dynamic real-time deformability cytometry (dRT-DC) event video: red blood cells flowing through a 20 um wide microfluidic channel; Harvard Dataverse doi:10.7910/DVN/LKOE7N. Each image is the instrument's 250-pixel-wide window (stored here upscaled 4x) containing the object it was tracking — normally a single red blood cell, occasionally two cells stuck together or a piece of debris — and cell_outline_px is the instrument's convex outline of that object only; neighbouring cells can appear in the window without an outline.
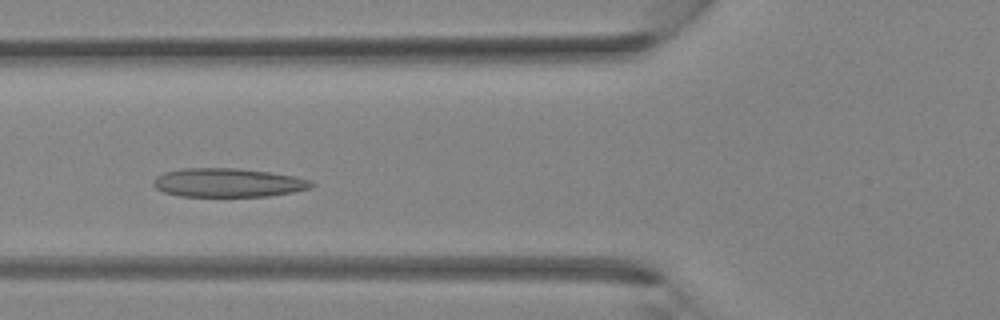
{"species": "Egyptian fruit bat (a non-hibernating species)", "species_latin": "Rousettus aegyptiacus", "temperature_condition": "room temperature", "stored_images_in_passage": 33, "camera_frame_rate_fps": 3000, "um_per_image_px": 0.085, "animal": {"sex": "female"}, "frame": {"image": 1, "passage_image": 11, "time_ms": 3.333, "image_size_px": [1000, 320], "cell_outline_px": [[316, 184], [312, 188], [292, 192], [268, 196], [180, 196], [164, 192], [156, 188], [152, 184], [152, 180], [156, 176], [164, 172], [184, 168], [236, 168], [268, 172], [296, 176], [312, 180]], "centroid_in_image_um": [19.4, 15.52], "position_along_channel_um": 106.4, "area_um2": 26.65}}
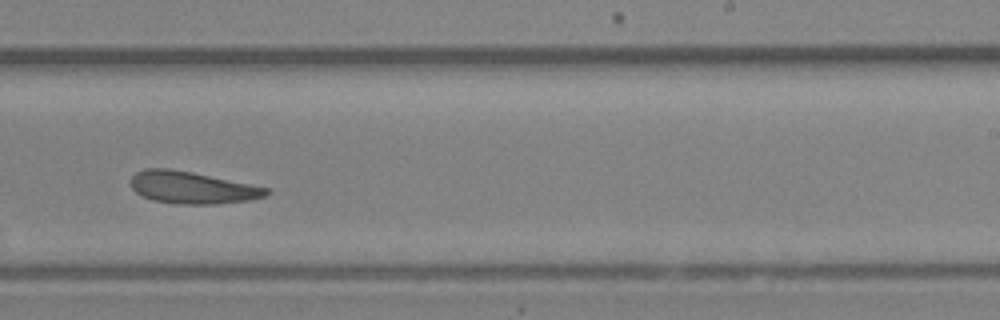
{"frame": {"image": 2, "passage_image": 20, "time_ms": 6.333, "image_size_px": [1000, 320], "cell_outline_px": [[272, 192], [264, 196], [248, 200], [216, 204], [176, 204], [152, 200], [140, 196], [132, 188], [132, 176], [136, 172], [144, 168], [168, 168], [192, 172], [268, 188]], "centroid_in_image_um": [16.29, 15.95], "position_along_channel_um": 272.7, "area_um2": 25.26}}
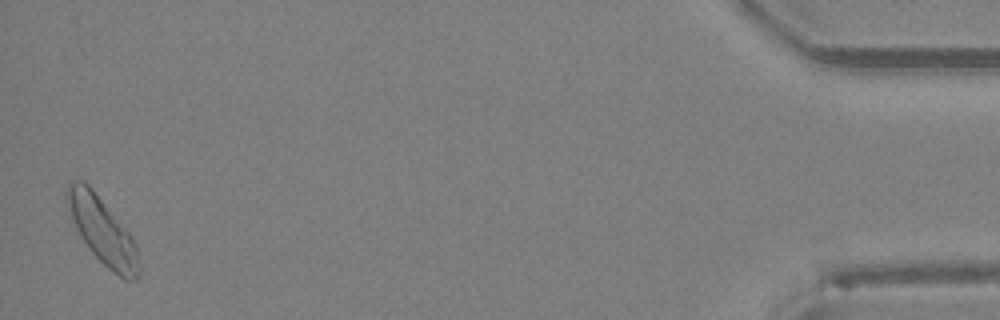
{"frame": {"image": 3, "passage_image": 33, "time_ms": 10.667, "image_size_px": [1000, 320], "cell_outline_px": [[140, 276], [136, 280], [124, 280], [108, 268], [92, 252], [80, 236], [76, 228], [64, 196], [64, 192], [68, 184], [72, 180], [84, 180], [88, 184], [132, 236], [136, 244], [140, 264]], "centroid_in_image_um": [8.72, 19.63], "position_along_channel_um": 426.5, "area_um2": 27.69}}